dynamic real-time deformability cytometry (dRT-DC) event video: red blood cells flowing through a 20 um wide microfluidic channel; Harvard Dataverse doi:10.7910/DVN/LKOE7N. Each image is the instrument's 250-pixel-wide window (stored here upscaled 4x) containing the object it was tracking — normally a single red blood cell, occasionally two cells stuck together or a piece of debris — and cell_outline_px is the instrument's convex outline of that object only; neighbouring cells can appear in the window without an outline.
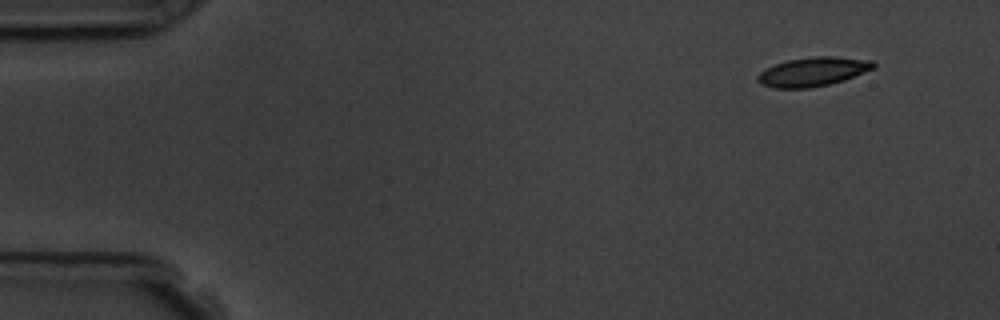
{"species": "common noctule bat (a hibernating species)", "species_latin": "Nyctalus noctula", "temperature_condition": "room temperature", "stored_images_in_passage": 4, "camera_frame_rate_fps": 3000, "um_per_image_px": 0.085, "animal": {"sex": "male", "body_mass_g": 19.5, "forearm_length_mm": 54.6}, "frame": {"image": 1, "passage_image": 1, "time_ms": 0.0, "image_size_px": [1000, 320], "cell_outline_px": [[876, 68], [844, 80], [828, 84], [808, 88], [772, 88], [760, 84], [756, 80], [756, 76], [764, 68], [772, 64], [788, 60], [816, 56], [832, 56], [872, 60], [876, 64]], "centroid_in_image_um": [69.07, 6.09], "position_along_channel_um": 15.9, "area_um2": 19.83}}
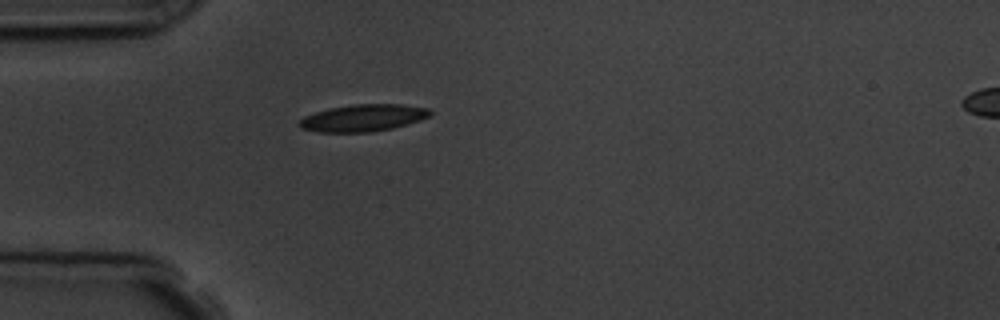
{"frame": {"image": 2, "passage_image": 4, "time_ms": 3.667, "image_size_px": [1000, 320], "cell_outline_px": [[432, 112], [428, 116], [420, 120], [408, 124], [392, 128], [368, 132], [320, 132], [300, 128], [296, 124], [304, 116], [328, 108], [352, 104], [400, 104], [428, 108]], "centroid_in_image_um": [30.83, 10.02], "position_along_channel_um": 54.2, "area_um2": 20.58}}